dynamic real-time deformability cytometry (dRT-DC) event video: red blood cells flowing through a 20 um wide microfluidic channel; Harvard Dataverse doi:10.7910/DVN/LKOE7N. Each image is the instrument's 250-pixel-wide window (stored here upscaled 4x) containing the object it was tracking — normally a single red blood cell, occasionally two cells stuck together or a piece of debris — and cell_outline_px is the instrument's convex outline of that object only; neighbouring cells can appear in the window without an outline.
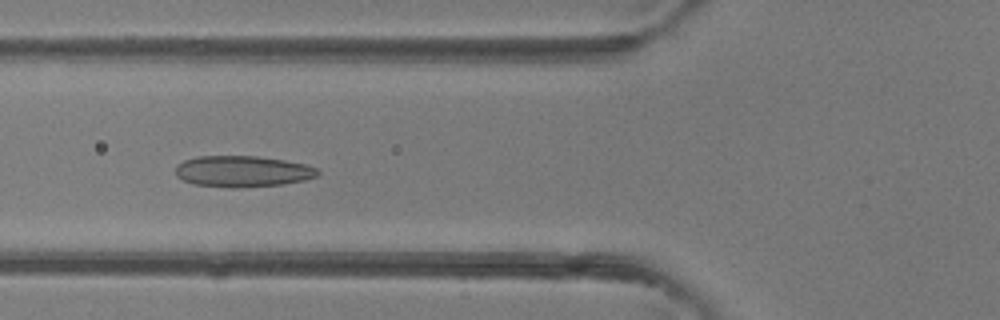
{"species": "common noctule bat (a hibernating species)", "species_latin": "Nyctalus noctula", "temperature_condition": "room temperature", "stored_images_in_passage": 5, "camera_frame_rate_fps": 3000, "um_per_image_px": 0.085, "animal": {"sex": "female"}, "frame": {"image": 1, "passage_image": 4, "time_ms": 3.333, "image_size_px": [1000, 320], "cell_outline_px": [[320, 176], [304, 180], [284, 184], [236, 188], [232, 188], [192, 184], [176, 176], [176, 164], [184, 160], [196, 156], [256, 156], [284, 160], [304, 164], [316, 168], [320, 172]], "centroid_in_image_um": [20.61, 14.57], "position_along_channel_um": 105.2, "area_um2": 26.01}}
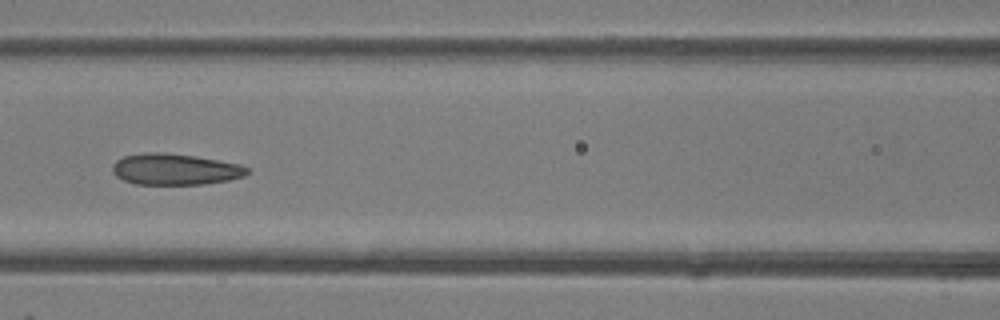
{"frame": {"image": 2, "passage_image": 5, "time_ms": 4.333, "image_size_px": [1000, 320], "cell_outline_px": [[248, 172], [244, 176], [228, 180], [204, 184], [136, 184], [124, 180], [116, 176], [112, 172], [112, 164], [116, 160], [124, 156], [144, 152], [164, 152], [196, 156], [240, 164], [248, 168]], "centroid_in_image_um": [14.85, 14.38], "position_along_channel_um": 151.7, "area_um2": 24.57}}